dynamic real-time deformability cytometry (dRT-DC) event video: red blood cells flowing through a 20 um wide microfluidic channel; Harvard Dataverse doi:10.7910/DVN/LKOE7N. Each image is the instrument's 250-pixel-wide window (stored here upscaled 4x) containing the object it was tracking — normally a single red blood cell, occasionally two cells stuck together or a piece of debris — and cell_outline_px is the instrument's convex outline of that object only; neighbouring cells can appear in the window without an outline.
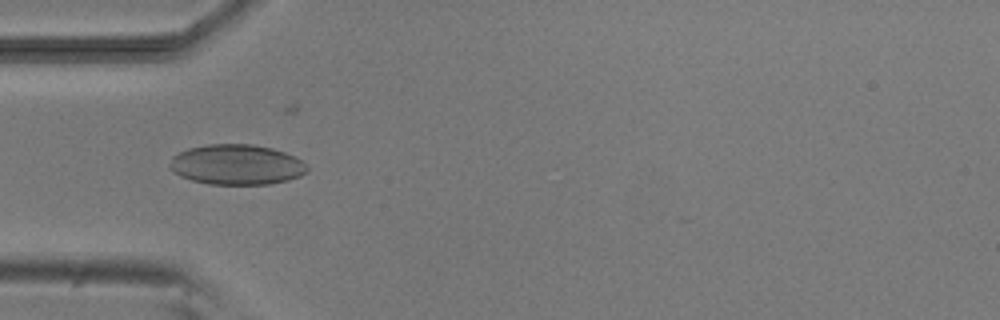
{"species": "common noctule bat (a hibernating species)", "species_latin": "Nyctalus noctula", "temperature_condition": "room temperature", "stored_images_in_passage": 7, "camera_frame_rate_fps": 3000, "um_per_image_px": 0.085, "animal": {"sex": "male", "body_mass_g": 20.5, "forearm_length_mm": 52.5}, "frame": {"image": 1, "passage_image": 5, "time_ms": 4.333, "image_size_px": [1000, 320], "cell_outline_px": [[308, 172], [300, 176], [288, 180], [268, 184], [208, 184], [192, 180], [180, 176], [168, 168], [168, 164], [172, 156], [188, 148], [208, 144], [252, 144], [272, 148], [284, 152], [308, 164]], "centroid_in_image_um": [20.1, 13.99], "position_along_channel_um": 64.9, "area_um2": 32.37}}
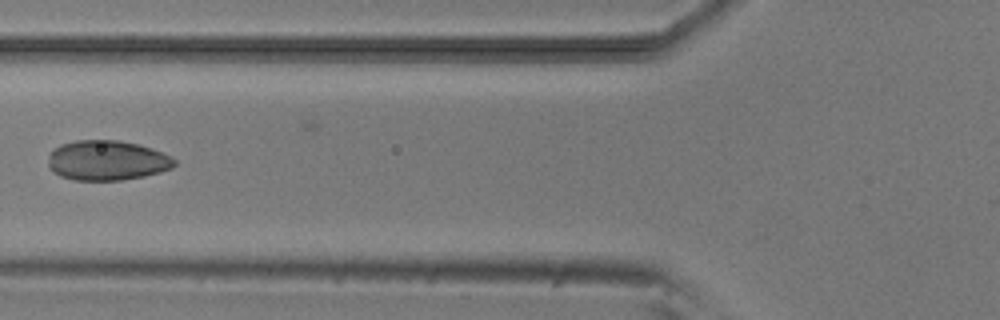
{"frame": {"image": 2, "passage_image": 6, "time_ms": 5.667, "image_size_px": [1000, 320], "cell_outline_px": [[176, 164], [172, 168], [160, 172], [144, 176], [120, 180], [72, 180], [60, 176], [52, 172], [48, 168], [48, 156], [60, 144], [76, 140], [120, 140], [152, 148], [172, 156], [176, 160]], "centroid_in_image_um": [9.09, 13.64], "position_along_channel_um": 116.7, "area_um2": 29.59}}
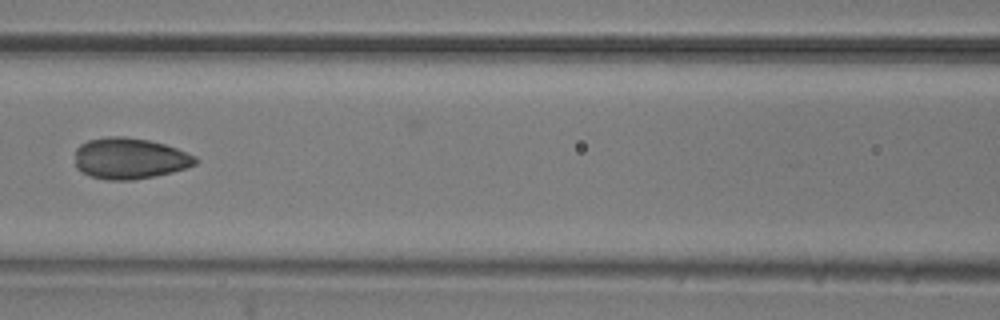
{"frame": {"image": 3, "passage_image": 7, "time_ms": 6.667, "image_size_px": [1000, 320], "cell_outline_px": [[196, 164], [172, 172], [132, 180], [108, 180], [92, 176], [76, 168], [76, 148], [80, 144], [88, 140], [108, 136], [124, 136], [148, 140], [164, 144], [176, 148], [196, 156]], "centroid_in_image_um": [11.0, 13.45], "position_along_channel_um": 155.6, "area_um2": 28.61}}